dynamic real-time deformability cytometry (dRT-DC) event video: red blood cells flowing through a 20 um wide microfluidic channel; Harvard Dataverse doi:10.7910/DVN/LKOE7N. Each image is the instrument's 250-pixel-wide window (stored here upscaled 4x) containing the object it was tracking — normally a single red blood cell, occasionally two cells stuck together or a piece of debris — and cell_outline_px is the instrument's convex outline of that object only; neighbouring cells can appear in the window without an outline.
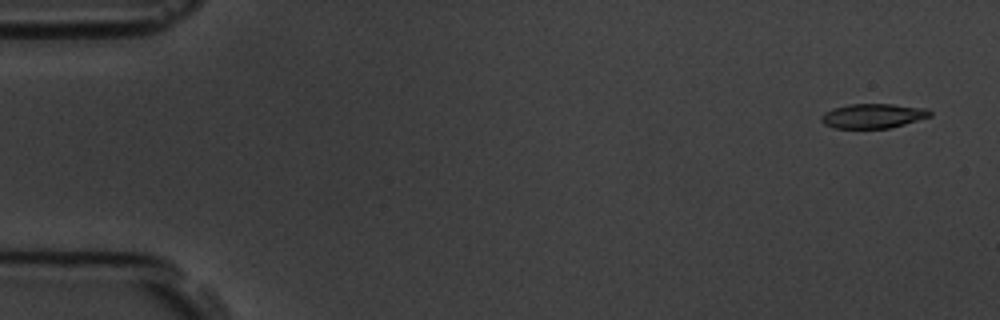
{"species": "common noctule bat (a hibernating species)", "species_latin": "Nyctalus noctula", "temperature_condition": "room temperature", "stored_images_in_passage": 6, "camera_frame_rate_fps": 3000, "um_per_image_px": 0.085, "animal": {"sex": "male", "body_mass_g": 19.5, "forearm_length_mm": 54.6}, "frame": {"image": 1, "passage_image": 1, "time_ms": 0.0, "image_size_px": [1000, 320], "cell_outline_px": [[932, 116], [904, 124], [888, 128], [832, 128], [824, 124], [820, 120], [820, 116], [824, 112], [832, 108], [848, 104], [892, 104], [928, 108], [932, 112]], "centroid_in_image_um": [74.19, 9.84], "position_along_channel_um": 10.8, "area_um2": 15.72}}
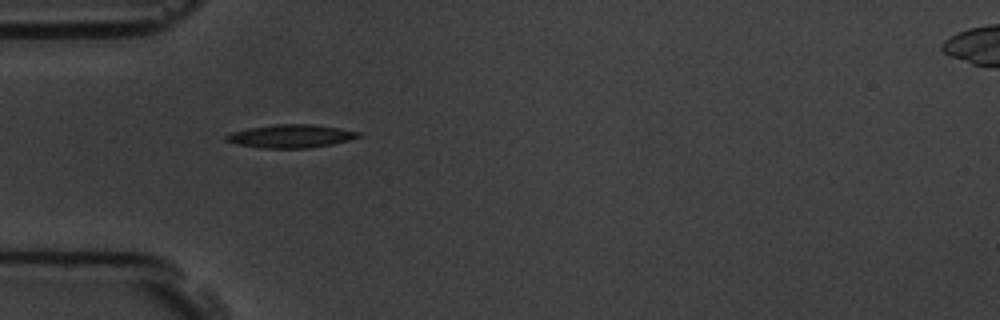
{"frame": {"image": 2, "passage_image": 5, "time_ms": 4.667, "image_size_px": [1000, 320], "cell_outline_px": [[364, 136], [332, 144], [308, 148], [264, 148], [236, 144], [224, 140], [224, 136], [232, 132], [248, 128], [272, 124], [312, 124], [340, 128], [360, 132]], "centroid_in_image_um": [24.72, 11.57], "position_along_channel_um": 60.3, "area_um2": 17.98}}
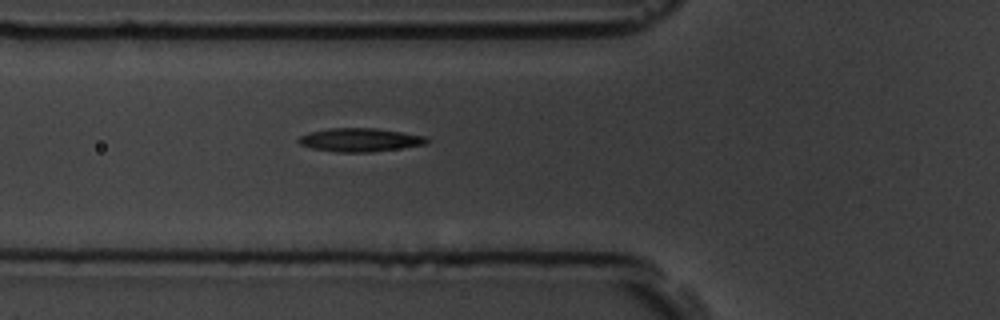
{"frame": {"image": 3, "passage_image": 6, "time_ms": 5.667, "image_size_px": [1000, 320], "cell_outline_px": [[428, 140], [424, 144], [400, 148], [372, 152], [336, 152], [312, 148], [300, 144], [296, 140], [300, 136], [308, 132], [328, 128], [376, 128], [428, 136]], "centroid_in_image_um": [30.57, 11.88], "position_along_channel_um": 95.2, "area_um2": 17.57}}